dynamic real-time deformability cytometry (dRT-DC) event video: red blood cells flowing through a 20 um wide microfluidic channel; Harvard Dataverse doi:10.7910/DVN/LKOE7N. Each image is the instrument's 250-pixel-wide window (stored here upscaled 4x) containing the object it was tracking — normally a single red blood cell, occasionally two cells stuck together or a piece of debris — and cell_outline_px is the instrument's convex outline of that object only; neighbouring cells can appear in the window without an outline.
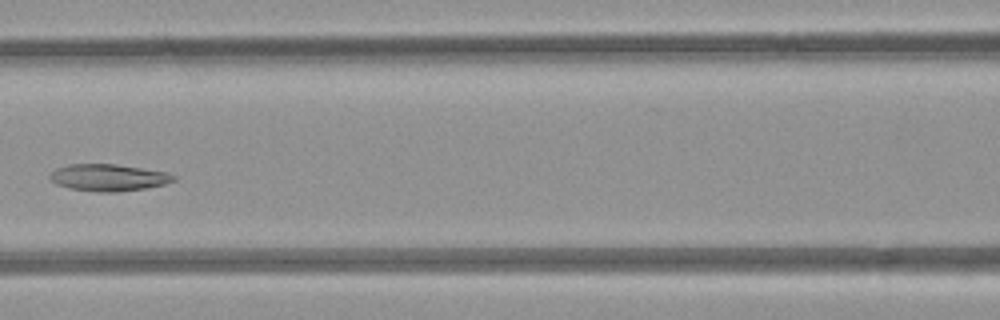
{"species": "common noctule bat (a hibernating species)", "species_latin": "Nyctalus noctula", "temperature_condition": "room temperature", "stored_images_in_passage": 7, "camera_frame_rate_fps": 3000, "um_per_image_px": 0.085, "animal": {"sex": "female", "body_mass_g": 21.9}, "frame": {"image": 1, "passage_image": 6, "time_ms": 5.667, "image_size_px": [1000, 320], "cell_outline_px": [[176, 180], [164, 184], [144, 188], [116, 192], [96, 192], [68, 188], [56, 184], [48, 176], [56, 168], [68, 164], [116, 164], [168, 172], [176, 176]], "centroid_in_image_um": [9.21, 15.09], "position_along_channel_um": 157.4, "area_um2": 19.42}}